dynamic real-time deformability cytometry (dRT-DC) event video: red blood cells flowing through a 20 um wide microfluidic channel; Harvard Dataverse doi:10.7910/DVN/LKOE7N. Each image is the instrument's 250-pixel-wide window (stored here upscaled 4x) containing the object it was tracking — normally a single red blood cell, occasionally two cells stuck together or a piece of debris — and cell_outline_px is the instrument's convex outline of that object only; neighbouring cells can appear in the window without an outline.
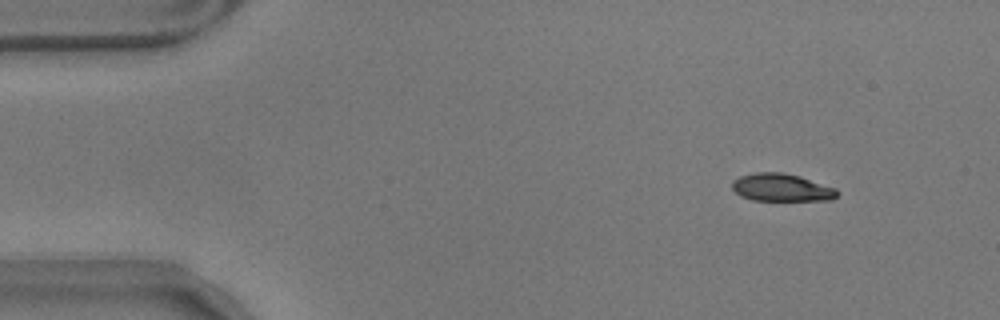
{"species": "common noctule bat (a hibernating species)", "species_latin": "Nyctalus noctula", "temperature_condition": "warm", "stored_images_in_passage": 8, "camera_frame_rate_fps": 3000, "um_per_image_px": 0.085, "animal": {"sex": "male", "body_mass_g": 17.9}, "frame": {"image": 1, "passage_image": 1, "time_ms": 0.0, "image_size_px": [1000, 320], "cell_outline_px": [[840, 192], [832, 200], [752, 200], [740, 196], [732, 188], [732, 180], [740, 176], [756, 172], [784, 172], [800, 176], [836, 188]], "centroid_in_image_um": [66.43, 15.93], "position_along_channel_um": 18.6, "area_um2": 17.05}}